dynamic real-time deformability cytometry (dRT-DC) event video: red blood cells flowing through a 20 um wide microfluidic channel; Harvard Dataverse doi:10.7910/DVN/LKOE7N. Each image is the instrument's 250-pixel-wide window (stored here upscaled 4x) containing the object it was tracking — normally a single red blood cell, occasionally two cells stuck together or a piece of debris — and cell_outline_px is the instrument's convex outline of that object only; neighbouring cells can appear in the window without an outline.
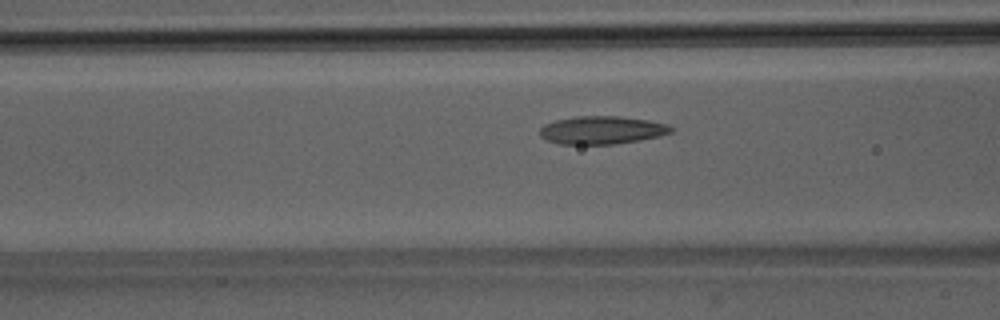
{"species": "Egyptian fruit bat (a non-hibernating species)", "species_latin": "Rousettus aegyptiacus", "temperature_condition": "room temperature", "stored_images_in_passage": 40, "camera_frame_rate_fps": 3000, "um_per_image_px": 0.085, "animal": {"sex": "male"}, "frame": {"image": 1, "passage_image": 12, "time_ms": 3.667, "image_size_px": [1000, 320], "cell_outline_px": [[672, 132], [660, 136], [640, 140], [616, 144], [560, 144], [548, 140], [540, 136], [540, 128], [544, 124], [556, 120], [576, 116], [620, 116], [648, 120], [668, 124], [672, 128]], "centroid_in_image_um": [51.17, 11.06], "position_along_channel_um": 115.4, "area_um2": 21.44}}
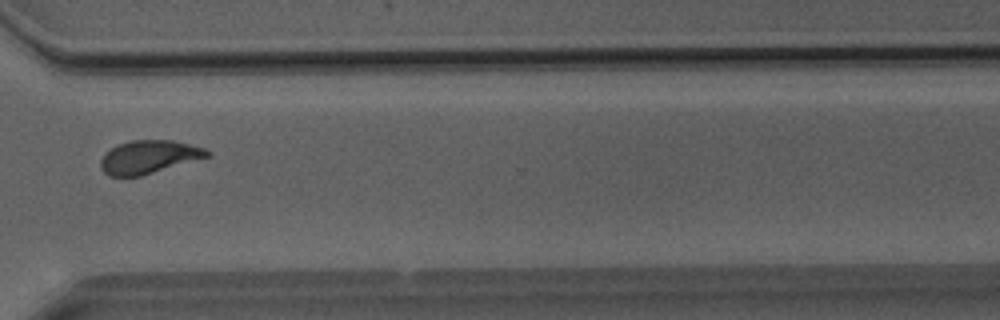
{"frame": {"image": 2, "passage_image": 30, "time_ms": 9.667, "image_size_px": [1000, 320], "cell_outline_px": [[212, 156], [140, 176], [108, 176], [100, 168], [100, 160], [112, 148], [120, 144], [132, 140], [172, 140], [204, 148], [212, 152]], "centroid_in_image_um": [12.69, 13.35], "position_along_channel_um": 357.9, "area_um2": 20.46}}
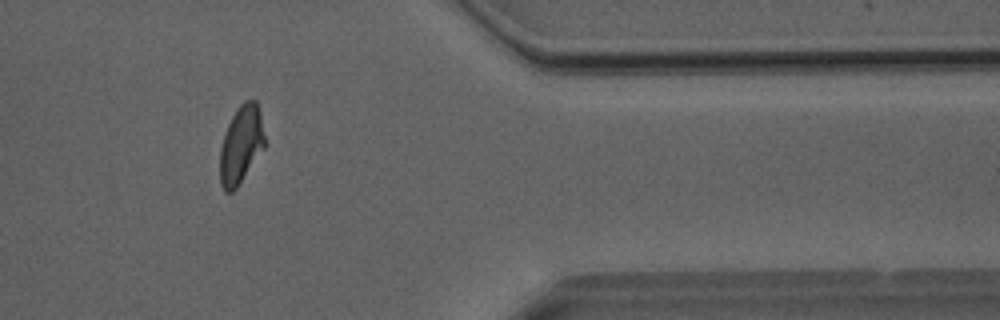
{"frame": {"image": 3, "passage_image": 34, "time_ms": 11.0, "image_size_px": [1000, 320], "cell_outline_px": [[264, 148], [236, 188], [232, 192], [224, 192], [220, 184], [220, 148], [224, 132], [236, 108], [244, 100], [256, 100], [260, 116], [264, 136]], "centroid_in_image_um": [20.46, 12.3], "position_along_channel_um": 390.9, "area_um2": 20.11}}